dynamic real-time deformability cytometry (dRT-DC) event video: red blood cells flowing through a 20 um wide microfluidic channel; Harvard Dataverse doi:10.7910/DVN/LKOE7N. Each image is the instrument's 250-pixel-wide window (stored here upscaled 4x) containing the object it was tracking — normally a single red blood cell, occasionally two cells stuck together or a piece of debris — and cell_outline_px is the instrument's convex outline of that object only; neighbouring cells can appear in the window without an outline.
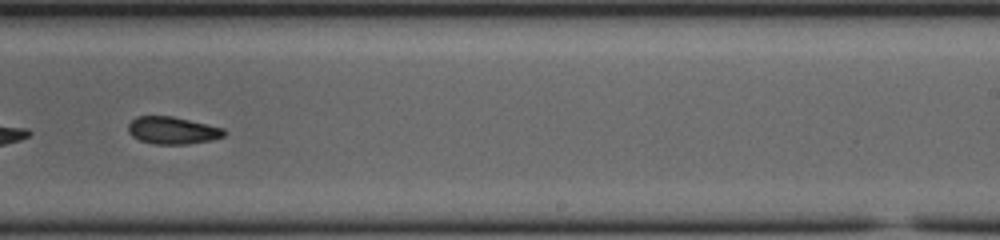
{"species": "common noctule bat (a hibernating species)", "species_latin": "Nyctalus noctula", "temperature_condition": "cold", "stored_images_in_passage": 52, "segment_of_instrument_passage": [2, 2], "camera_frame_rate_fps": 3000, "um_per_image_px": 0.085, "animal": {"sex": "female", "body_mass_g": 23.0, "forearm_length_mm": 53.4}, "frame": {"image": 1, "passage_image": 33, "time_ms": 10.667, "image_size_px": [1000, 240], "cell_outline_px": [[224, 136], [212, 140], [188, 144], [152, 144], [140, 140], [132, 136], [128, 132], [128, 124], [136, 116], [172, 116], [224, 128]], "centroid_in_image_um": [14.64, 11.09], "position_along_channel_um": 274.4, "area_um2": 15.26}}
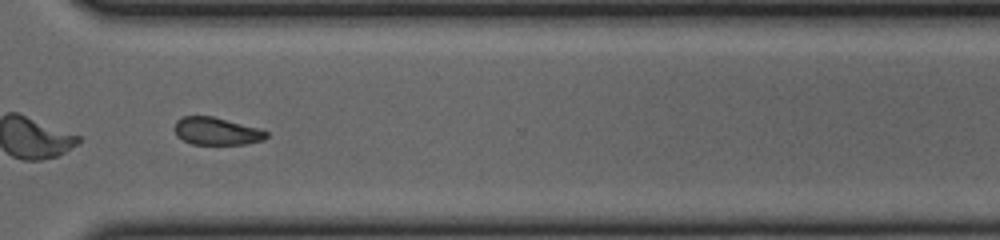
{"frame": {"image": 2, "passage_image": 39, "time_ms": 12.667, "image_size_px": [1000, 240], "cell_outline_px": [[268, 136], [264, 140], [244, 144], [192, 144], [176, 136], [176, 120], [184, 116], [212, 116], [260, 128], [268, 132]], "centroid_in_image_um": [18.44, 11.15], "position_along_channel_um": 352.2, "area_um2": 14.68}}